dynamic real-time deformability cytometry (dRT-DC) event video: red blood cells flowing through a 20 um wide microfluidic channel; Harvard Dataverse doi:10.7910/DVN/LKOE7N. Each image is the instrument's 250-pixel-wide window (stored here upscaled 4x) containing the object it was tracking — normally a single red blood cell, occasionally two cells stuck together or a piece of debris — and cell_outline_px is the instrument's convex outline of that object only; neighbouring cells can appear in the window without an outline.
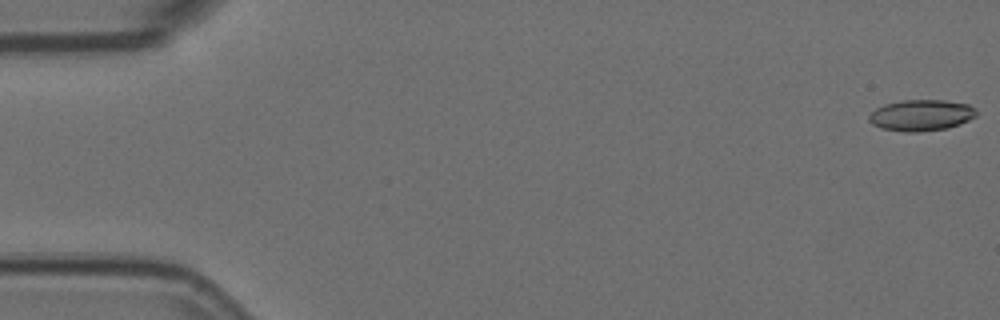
{"species": "Egyptian fruit bat (a non-hibernating species)", "species_latin": "Rousettus aegyptiacus", "temperature_condition": "room temperature", "stored_images_in_passage": 9, "camera_frame_rate_fps": 3000, "um_per_image_px": 0.085, "animal": {"sex": "female"}, "frame": {"image": 1, "passage_image": 1, "time_ms": 0.0, "image_size_px": [1000, 320], "cell_outline_px": [[976, 116], [960, 124], [948, 128], [916, 132], [904, 132], [880, 128], [872, 124], [868, 120], [868, 116], [876, 108], [884, 104], [900, 100], [944, 100], [968, 104], [976, 108]], "centroid_in_image_um": [78.29, 9.79], "position_along_channel_um": 6.7, "area_um2": 19.65}}
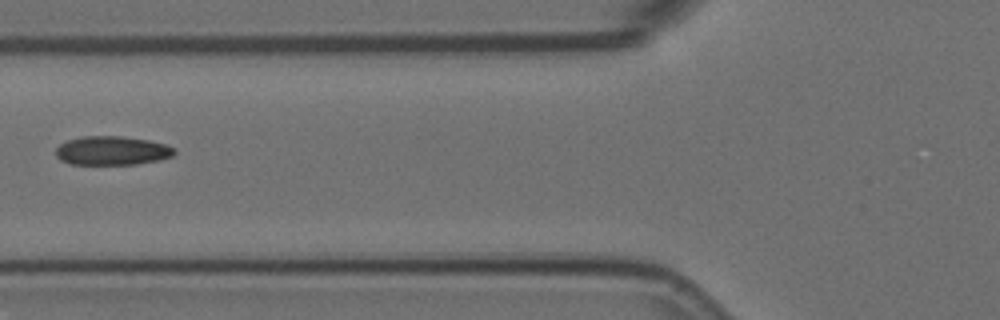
{"frame": {"image": 2, "passage_image": 7, "time_ms": 2.0, "image_size_px": [1000, 320], "cell_outline_px": [[176, 152], [172, 156], [160, 160], [136, 164], [68, 164], [60, 160], [56, 156], [56, 148], [60, 144], [68, 140], [80, 136], [124, 136], [148, 140], [164, 144], [172, 148]], "centroid_in_image_um": [9.49, 12.8], "position_along_channel_um": 116.3, "area_um2": 20.0}}
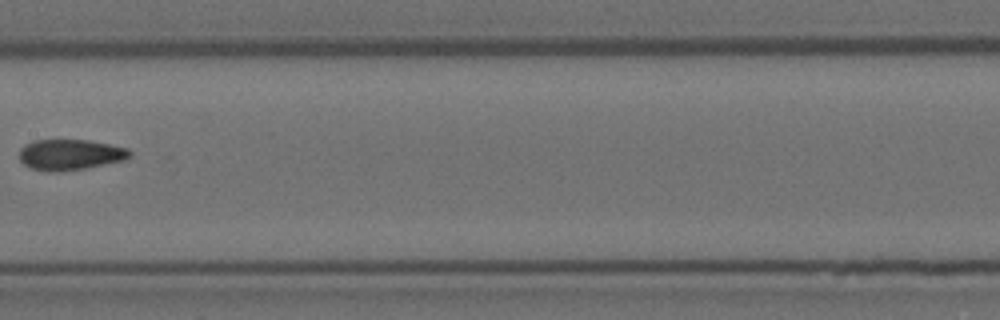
{"frame": {"image": 3, "passage_image": 9, "time_ms": 2.667, "image_size_px": [1000, 320], "cell_outline_px": [[132, 156], [124, 160], [84, 168], [60, 172], [48, 172], [32, 168], [24, 164], [20, 160], [20, 148], [24, 144], [36, 140], [88, 140], [128, 148], [132, 152]], "centroid_in_image_um": [5.96, 13.14], "position_along_channel_um": 201.4, "area_um2": 19.77}}